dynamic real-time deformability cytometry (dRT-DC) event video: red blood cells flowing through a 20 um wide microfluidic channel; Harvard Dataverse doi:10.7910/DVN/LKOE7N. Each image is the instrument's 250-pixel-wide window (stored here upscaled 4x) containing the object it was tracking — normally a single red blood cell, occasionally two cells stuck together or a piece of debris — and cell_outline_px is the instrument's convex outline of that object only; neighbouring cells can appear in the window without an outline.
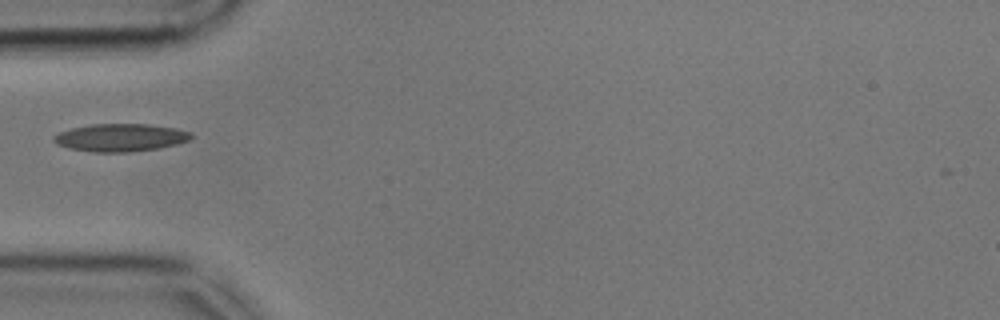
{"species": "common noctule bat (a hibernating species)", "species_latin": "Nyctalus noctula", "temperature_condition": "cold", "stored_images_in_passage": 39, "camera_frame_rate_fps": 3000, "um_per_image_px": 0.085, "animal": {"sex": "male", "body_mass_g": 17.9, "forearm_length_mm": 54.2}, "frame": {"image": 1, "passage_image": 1, "time_ms": 0.0, "image_size_px": [1000, 320], "cell_outline_px": [[192, 136], [188, 140], [176, 144], [160, 148], [128, 152], [96, 152], [68, 148], [56, 144], [52, 140], [52, 136], [60, 132], [72, 128], [92, 124], [148, 124], [176, 128], [192, 132]], "centroid_in_image_um": [10.23, 11.69], "position_along_channel_um": 74.8, "area_um2": 22.2}}
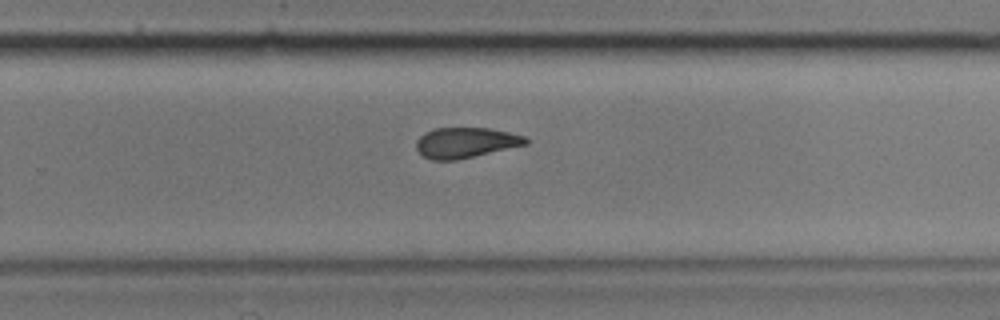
{"frame": {"image": 2, "passage_image": 19, "time_ms": 6.0, "image_size_px": [1000, 320], "cell_outline_px": [[528, 144], [456, 160], [432, 160], [424, 156], [416, 148], [416, 140], [424, 132], [432, 128], [488, 128], [508, 132], [524, 136], [528, 140]], "centroid_in_image_um": [39.55, 12.12], "position_along_channel_um": 290.2, "area_um2": 19.31}}
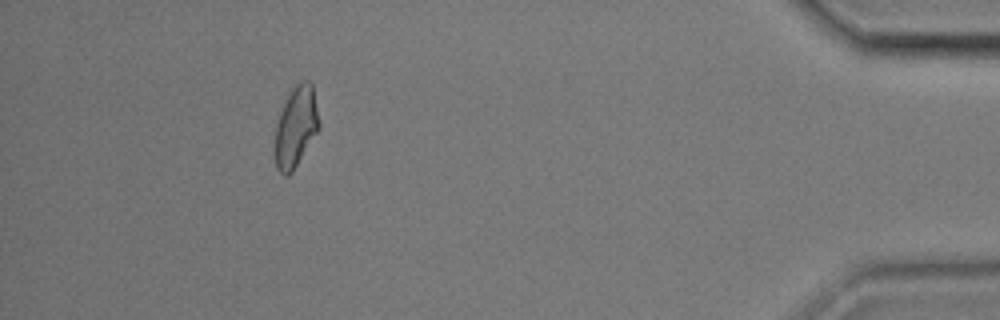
{"frame": {"image": 3, "passage_image": 34, "time_ms": 11.0, "image_size_px": [1000, 320], "cell_outline_px": [[320, 128], [292, 172], [288, 176], [284, 176], [276, 168], [276, 124], [280, 112], [288, 92], [300, 80], [308, 80], [312, 84], [320, 124]], "centroid_in_image_um": [25.16, 10.75], "position_along_channel_um": 410.0, "area_um2": 20.63}}